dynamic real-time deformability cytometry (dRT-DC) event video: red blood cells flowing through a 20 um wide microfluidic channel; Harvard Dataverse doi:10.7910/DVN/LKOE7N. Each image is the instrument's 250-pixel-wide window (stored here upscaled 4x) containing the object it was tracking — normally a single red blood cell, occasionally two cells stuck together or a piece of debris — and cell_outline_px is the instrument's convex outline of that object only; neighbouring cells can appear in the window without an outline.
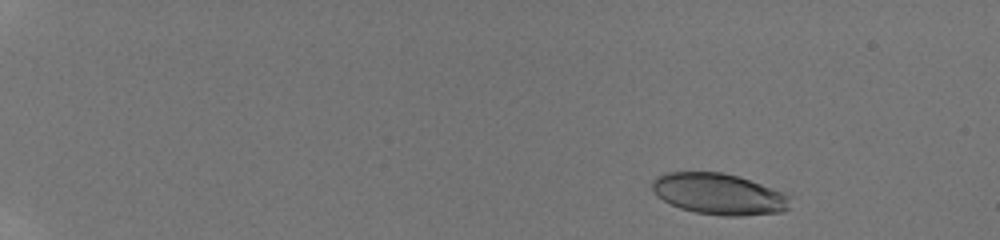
{"species": "human", "species_latin": "Homo sapiens", "temperature_condition": "room temperature", "stored_images_in_passage": 37, "camera_frame_rate_fps": 3000, "um_per_image_px": 0.085, "donor": {"sex": "male"}, "frame": {"image": 1, "passage_image": 4, "time_ms": 1.333, "image_size_px": [1000, 240], "cell_outline_px": [[792, 196], [788, 208], [784, 212], [740, 216], [724, 216], [696, 212], [680, 208], [656, 196], [652, 188], [652, 180], [656, 176], [668, 172], [720, 172], [736, 176], [784, 192]], "centroid_in_image_um": [61.11, 16.5], "position_along_channel_um": 23.9, "area_um2": 33.06}}
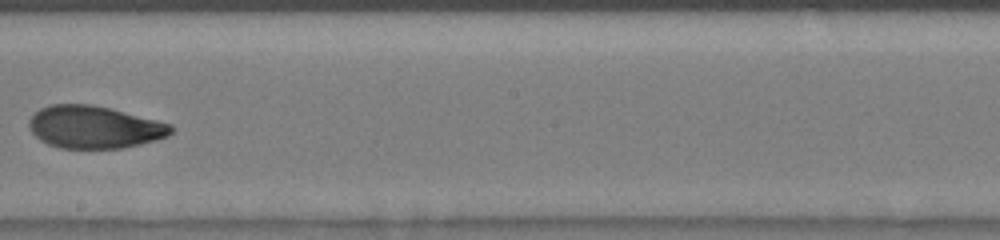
{"frame": {"image": 2, "passage_image": 22, "time_ms": 10.333, "image_size_px": [1000, 240], "cell_outline_px": [[176, 128], [168, 136], [156, 140], [124, 148], [60, 148], [48, 144], [40, 140], [28, 128], [28, 120], [40, 108], [52, 104], [92, 104], [172, 124]], "centroid_in_image_um": [8.01, 10.81], "position_along_channel_um": 240.2, "area_um2": 35.14}}
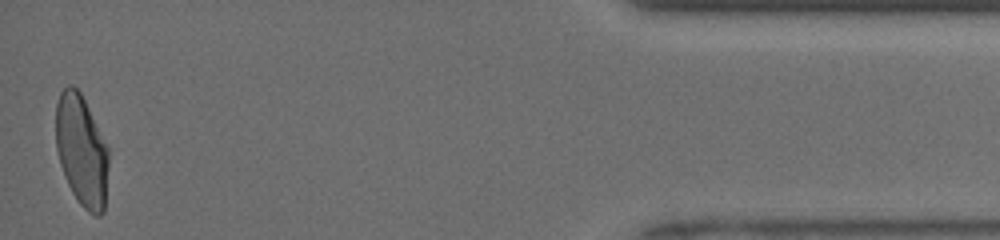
{"frame": {"image": 3, "passage_image": 37, "time_ms": 16.333, "image_size_px": [1000, 240], "cell_outline_px": [[108, 164], [104, 212], [100, 216], [96, 216], [88, 212], [80, 204], [72, 192], [68, 184], [60, 164], [56, 148], [56, 104], [60, 92], [68, 84], [72, 84], [80, 92], [108, 148]], "centroid_in_image_um": [6.92, 12.81], "position_along_channel_um": 428.3, "area_um2": 33.99}, "authors_computed_cell_mechanics": {"area_um2": 35.0846, "velocity_mm_per_s": 4.142, "shape_relaxation_time_tau1_ms": 5.3663, "shape_relaxation_time_tau2_ms": 1.5127, "deformation_change_tau1": 0.199, "deformation_change_tau2": 0.0651}}